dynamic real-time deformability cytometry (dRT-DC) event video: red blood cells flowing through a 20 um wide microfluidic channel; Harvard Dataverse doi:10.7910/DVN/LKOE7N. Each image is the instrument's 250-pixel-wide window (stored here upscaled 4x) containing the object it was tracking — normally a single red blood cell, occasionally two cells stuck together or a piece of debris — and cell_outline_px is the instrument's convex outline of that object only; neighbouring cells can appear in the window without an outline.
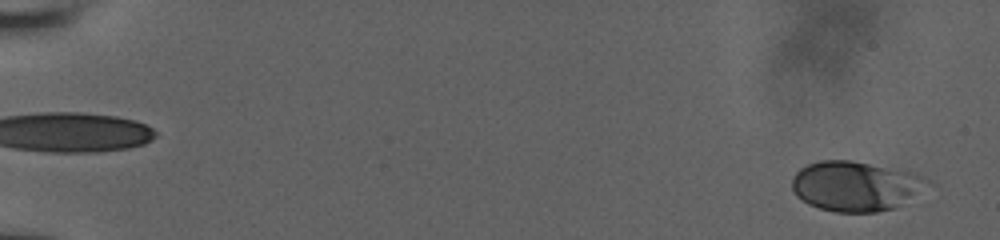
{"species": "human", "species_latin": "Homo sapiens", "temperature_condition": "room temperature", "stored_images_in_passage": 63, "camera_frame_rate_fps": 3000, "um_per_image_px": 0.085, "donor": {"sex": "male"}, "frame": {"image": 1, "passage_image": 2, "time_ms": 0.333, "image_size_px": [1000, 240], "cell_outline_px": [[936, 184], [896, 208], [876, 212], [836, 212], [820, 208], [808, 204], [796, 196], [792, 188], [792, 176], [800, 168], [808, 164], [820, 160], [852, 160], [912, 172], [924, 176], [932, 180]], "centroid_in_image_um": [72.8, 15.82], "position_along_channel_um": 12.2, "area_um2": 40.11}}
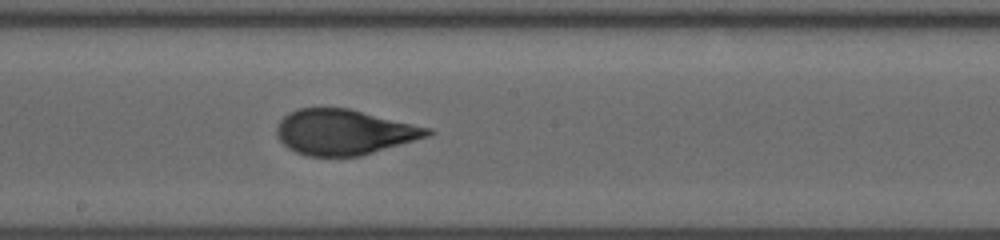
{"frame": {"image": 2, "passage_image": 31, "time_ms": 10.667, "image_size_px": [1000, 240], "cell_outline_px": [[436, 132], [428, 136], [360, 156], [308, 156], [296, 152], [288, 148], [276, 136], [276, 128], [280, 120], [288, 112], [296, 108], [348, 108], [432, 128]], "centroid_in_image_um": [29.24, 11.22], "position_along_channel_um": 219.0, "area_um2": 39.82}}
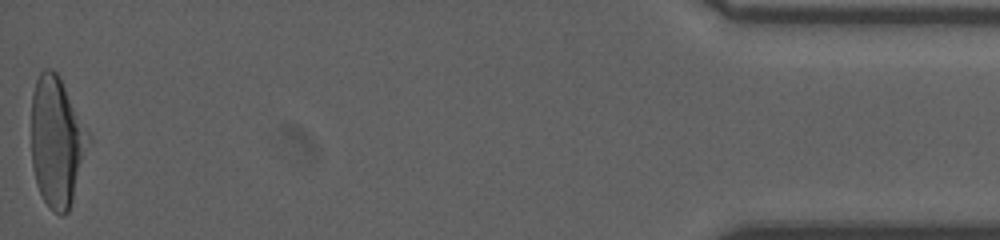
{"frame": {"image": 3, "passage_image": 62, "time_ms": 18.333, "image_size_px": [1000, 240], "cell_outline_px": [[92, 140], [68, 212], [64, 216], [60, 216], [44, 200], [36, 184], [32, 164], [32, 92], [36, 80], [40, 72], [44, 68], [52, 68], [60, 76], [92, 136]], "centroid_in_image_um": [4.86, 12.0], "position_along_channel_um": 430.3, "area_um2": 43.81}, "authors_computed_cell_mechanics": {"area_um2": 39.7664, "velocity_mm_per_s": 3.8585, "shape_relaxation_time_tau1_ms": 5.1286, "shape_relaxation_time_tau2_ms": null, "deformation_change_tau1": 0.1838, "deformation_change_tau2": null}}